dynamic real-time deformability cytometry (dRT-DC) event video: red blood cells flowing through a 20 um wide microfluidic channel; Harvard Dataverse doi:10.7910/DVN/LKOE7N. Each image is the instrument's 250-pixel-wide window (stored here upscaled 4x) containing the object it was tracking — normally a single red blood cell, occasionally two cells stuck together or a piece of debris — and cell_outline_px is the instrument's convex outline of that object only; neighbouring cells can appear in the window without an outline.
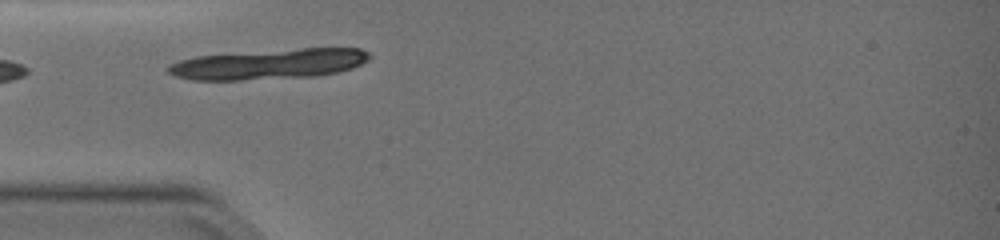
{"species": "common noctule bat (a hibernating species)", "species_latin": "Nyctalus noctula", "temperature_condition": "warm", "stored_images_in_passage": 22, "camera_frame_rate_fps": 3000, "um_per_image_px": 0.085, "animal": {"sex": "female", "body_mass_g": 19.0, "forearm_length_mm": 51.5}, "frame": {"image": 1, "passage_image": 1, "time_ms": 0.0, "image_size_px": [1000, 240], "cell_outline_px": [[372, 56], [368, 60], [352, 68], [340, 72], [316, 76], [240, 80], [192, 80], [176, 76], [168, 72], [164, 68], [168, 64], [180, 60], [196, 56], [300, 48], [360, 48], [368, 52]], "centroid_in_image_um": [22.86, 5.45], "position_along_channel_um": 62.1, "area_um2": 35.55}}
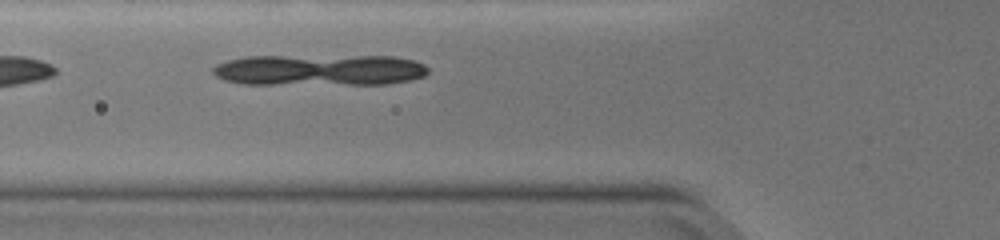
{"frame": {"image": 2, "passage_image": 4, "time_ms": 1.0, "image_size_px": [1000, 240], "cell_outline_px": [[428, 72], [424, 76], [408, 80], [388, 84], [240, 84], [224, 80], [216, 76], [212, 72], [212, 68], [216, 64], [228, 60], [244, 56], [392, 56], [416, 60], [424, 64], [428, 68]], "centroid_in_image_um": [27.14, 5.95], "position_along_channel_um": 98.7, "area_um2": 39.54}}
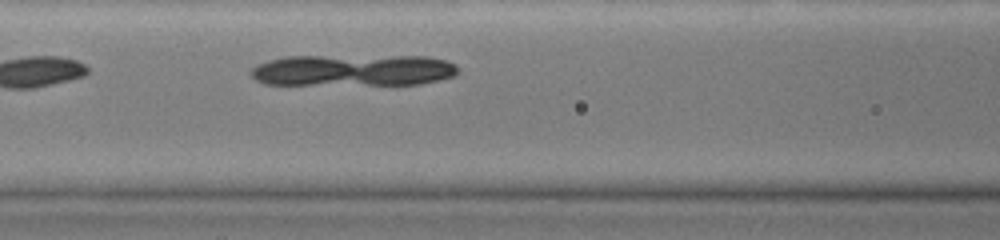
{"frame": {"image": 3, "passage_image": 7, "time_ms": 2.0, "image_size_px": [1000, 240], "cell_outline_px": [[460, 72], [456, 76], [440, 80], [420, 84], [264, 84], [256, 80], [248, 72], [256, 64], [268, 60], [288, 56], [428, 56], [448, 60], [456, 64], [460, 68]], "centroid_in_image_um": [30.07, 5.96], "position_along_channel_um": 136.5, "area_um2": 38.61}}